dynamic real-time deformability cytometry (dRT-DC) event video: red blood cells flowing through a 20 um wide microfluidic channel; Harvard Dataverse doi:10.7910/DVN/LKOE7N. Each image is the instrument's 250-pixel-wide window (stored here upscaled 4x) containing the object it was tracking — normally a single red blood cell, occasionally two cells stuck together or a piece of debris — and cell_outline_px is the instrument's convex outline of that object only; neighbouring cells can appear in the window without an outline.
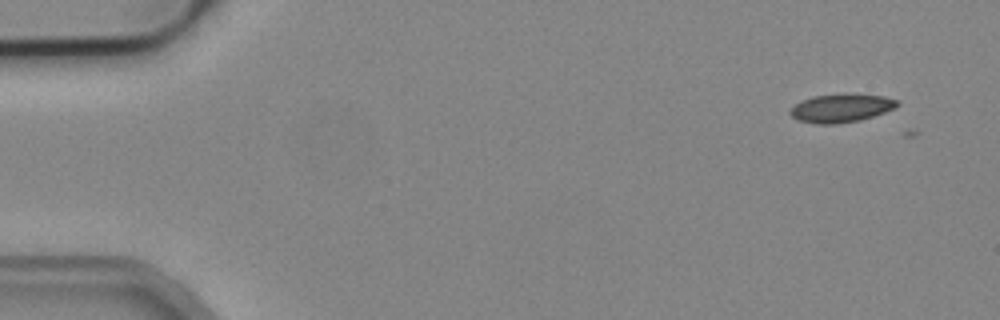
{"species": "common noctule bat (a hibernating species)", "species_latin": "Nyctalus noctula", "temperature_condition": "cold", "stored_images_in_passage": 4, "camera_frame_rate_fps": 3000, "um_per_image_px": 0.085, "animal": {"sex": "male", "body_mass_g": 19.2, "forearm_length_mm": 51.8}, "frame": {"image": 1, "passage_image": 1, "time_ms": 0.0, "image_size_px": [1000, 320], "cell_outline_px": [[900, 104], [896, 108], [860, 120], [836, 124], [816, 124], [796, 120], [788, 112], [796, 104], [812, 96], [884, 96], [900, 100]], "centroid_in_image_um": [71.5, 9.23], "position_along_channel_um": 13.5, "area_um2": 17.05}}